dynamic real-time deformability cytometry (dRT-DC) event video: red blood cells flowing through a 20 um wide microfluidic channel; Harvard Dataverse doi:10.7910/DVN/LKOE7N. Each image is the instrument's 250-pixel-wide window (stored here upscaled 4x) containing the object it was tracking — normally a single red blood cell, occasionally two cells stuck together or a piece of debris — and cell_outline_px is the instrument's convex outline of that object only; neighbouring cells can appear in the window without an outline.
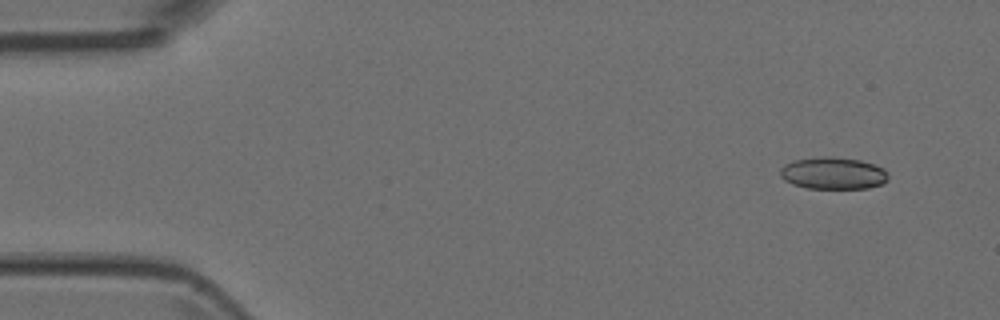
{"species": "Egyptian fruit bat (a non-hibernating species)", "species_latin": "Rousettus aegyptiacus", "temperature_condition": "room temperature", "stored_images_in_passage": 5, "camera_frame_rate_fps": 3000, "um_per_image_px": 0.085, "animal": {"sex": "female"}, "frame": {"image": 1, "passage_image": 1, "time_ms": 0.0, "image_size_px": [1000, 320], "cell_outline_px": [[888, 180], [884, 184], [868, 188], [808, 188], [792, 184], [784, 180], [780, 176], [780, 168], [784, 164], [792, 160], [824, 156], [832, 156], [860, 160], [884, 168], [888, 172]], "centroid_in_image_um": [70.82, 14.72], "position_along_channel_um": 14.2, "area_um2": 20.4}}
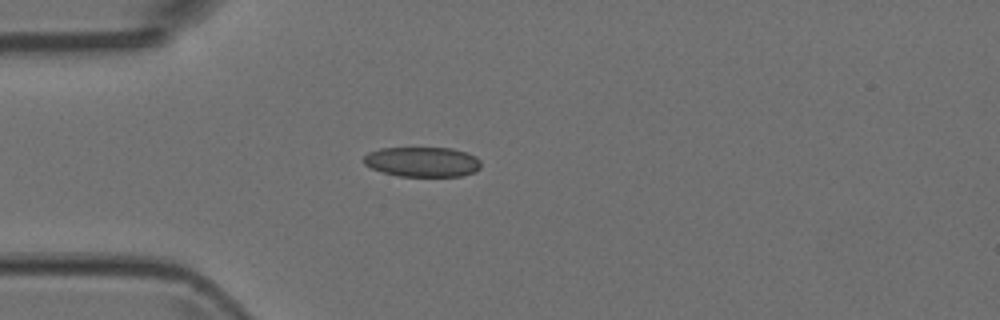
{"frame": {"image": 2, "passage_image": 4, "time_ms": 1.0, "image_size_px": [1000, 320], "cell_outline_px": [[480, 168], [476, 172], [460, 176], [400, 176], [384, 172], [372, 168], [364, 164], [364, 156], [368, 152], [380, 148], [452, 148], [476, 156], [480, 160]], "centroid_in_image_um": [35.92, 13.75], "position_along_channel_um": 49.1, "area_um2": 20.4}}